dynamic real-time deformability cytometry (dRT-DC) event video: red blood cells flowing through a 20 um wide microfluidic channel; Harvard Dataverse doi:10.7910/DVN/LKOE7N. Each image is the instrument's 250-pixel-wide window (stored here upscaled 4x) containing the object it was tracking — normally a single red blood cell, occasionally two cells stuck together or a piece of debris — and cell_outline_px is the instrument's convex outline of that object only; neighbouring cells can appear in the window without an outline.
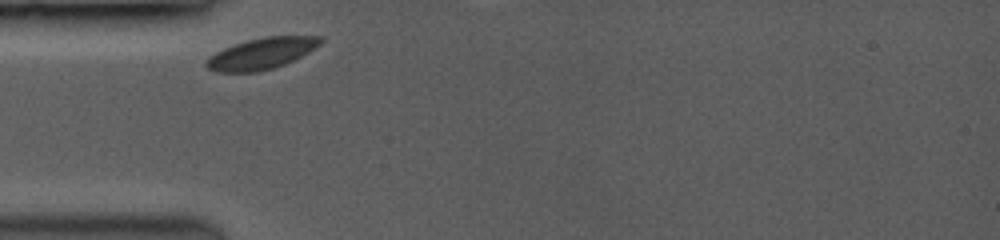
{"species": "common noctule bat (a hibernating species)", "species_latin": "Nyctalus noctula", "temperature_condition": "room temperature", "stored_images_in_passage": 3, "segment_of_instrument_passage": [1, 2], "camera_frame_rate_fps": 3500, "um_per_image_px": 0.085, "animal": {"sex": "female", "body_mass_g": 19.0, "forearm_length_mm": 53.3}, "frame": {"image": 1, "passage_image": 1, "time_ms": 0.0, "image_size_px": [1000, 240], "cell_outline_px": [[324, 40], [320, 44], [308, 52], [284, 64], [272, 68], [256, 72], [216, 72], [208, 68], [204, 64], [204, 60], [208, 56], [224, 48], [248, 40], [268, 36], [324, 36]], "centroid_in_image_um": [22.2, 4.55], "position_along_channel_um": 62.8, "area_um2": 20.63}}